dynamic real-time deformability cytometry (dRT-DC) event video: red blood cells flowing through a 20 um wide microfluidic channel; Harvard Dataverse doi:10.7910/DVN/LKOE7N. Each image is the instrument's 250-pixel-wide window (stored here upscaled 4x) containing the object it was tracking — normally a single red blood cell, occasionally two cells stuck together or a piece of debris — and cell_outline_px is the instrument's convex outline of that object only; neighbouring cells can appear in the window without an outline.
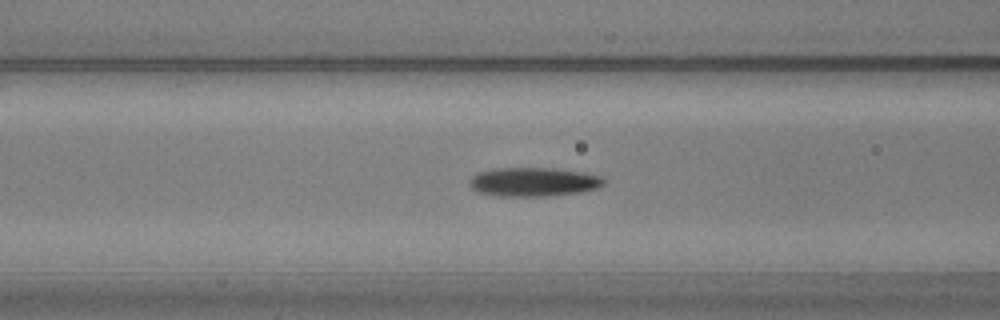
{"species": "common noctule bat (a hibernating species)", "species_latin": "Nyctalus noctula", "temperature_condition": "warm", "stored_images_in_passage": 54, "camera_frame_rate_fps": 3000, "um_per_image_px": 0.085, "animal": {"sex": "male", "body_mass_g": 20.5, "forearm_length_mm": 52.5}, "frame": {"image": 1, "passage_image": 20, "time_ms": 6.333, "image_size_px": [1000, 320], "cell_outline_px": [[604, 184], [596, 188], [580, 192], [548, 196], [500, 196], [476, 192], [468, 184], [468, 180], [472, 176], [480, 172], [492, 168], [552, 168], [580, 172], [600, 176], [604, 180]], "centroid_in_image_um": [45.28, 15.46], "position_along_channel_um": 121.3, "area_um2": 22.6}}
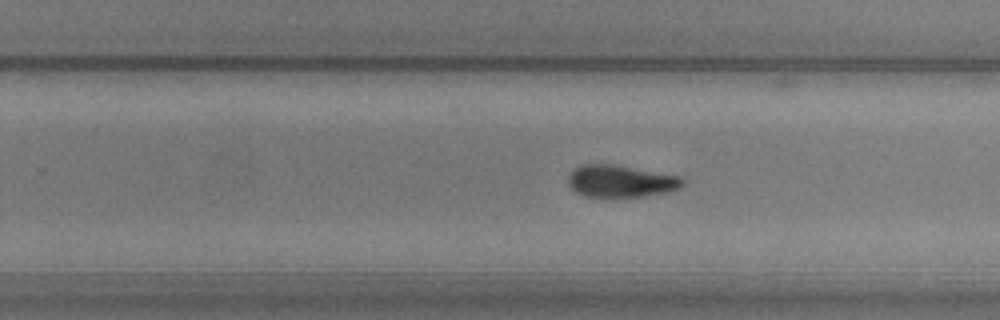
{"frame": {"image": 2, "passage_image": 33, "time_ms": 10.667, "image_size_px": [1000, 320], "cell_outline_px": [[684, 184], [680, 188], [668, 192], [644, 196], [612, 200], [584, 196], [576, 192], [568, 184], [568, 176], [580, 164], [612, 164], [680, 176], [684, 180]], "centroid_in_image_um": [52.75, 15.45], "position_along_channel_um": 277.1, "area_um2": 22.08}}
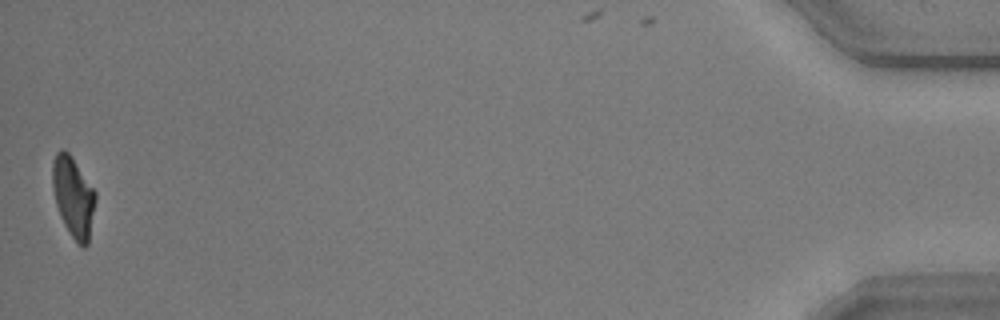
{"frame": {"image": 3, "passage_image": 54, "time_ms": 17.667, "image_size_px": [1000, 320], "cell_outline_px": [[96, 200], [88, 244], [84, 248], [72, 236], [64, 224], [60, 216], [56, 204], [52, 188], [52, 160], [56, 152], [60, 148], [64, 148], [72, 156], [96, 192]], "centroid_in_image_um": [6.22, 16.67], "position_along_channel_um": 429.0, "area_um2": 20.23}, "authors_computed_cell_mechanics": {"area_um2": 21.7906, "velocity_mm_per_s": 3.5992, "shape_relaxation_time_tau1_ms": 7.6072, "shape_relaxation_time_tau2_ms": 2.5593, "deformation_change_tau1": 0.2216, "deformation_change_tau2": 0.086}}